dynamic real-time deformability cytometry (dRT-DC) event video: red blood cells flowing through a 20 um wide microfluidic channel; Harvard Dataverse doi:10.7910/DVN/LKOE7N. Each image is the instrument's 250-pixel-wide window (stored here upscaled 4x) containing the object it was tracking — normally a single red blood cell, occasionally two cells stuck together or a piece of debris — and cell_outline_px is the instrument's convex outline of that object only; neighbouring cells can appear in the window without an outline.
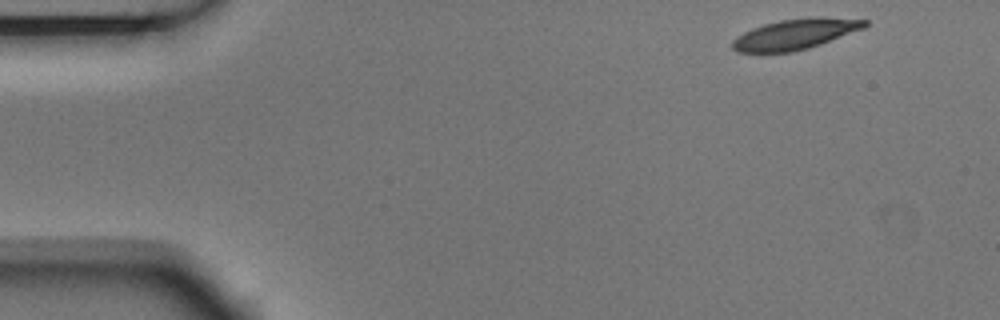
{"species": "Egyptian fruit bat (a non-hibernating species)", "species_latin": "Rousettus aegyptiacus", "temperature_condition": "room temperature", "stored_images_in_passage": 4, "camera_frame_rate_fps": 3000, "um_per_image_px": 0.085, "animal": {"sex": "male"}, "frame": {"image": 1, "passage_image": 1, "time_ms": 0.0, "image_size_px": [1000, 320], "cell_outline_px": [[868, 24], [864, 28], [820, 44], [808, 48], [792, 52], [736, 52], [732, 48], [732, 40], [736, 36], [752, 28], [764, 24], [780, 20], [816, 16], [820, 16], [868, 20]], "centroid_in_image_um": [67.58, 2.89], "position_along_channel_um": 17.4, "area_um2": 23.47}}
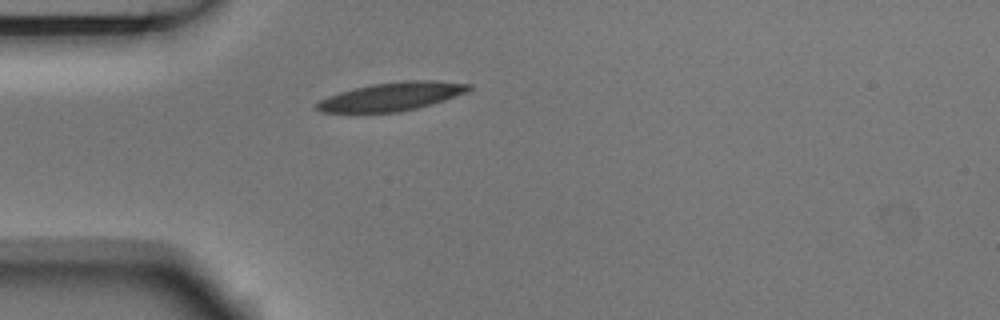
{"frame": {"image": 2, "passage_image": 4, "time_ms": 1.0, "image_size_px": [1000, 320], "cell_outline_px": [[472, 88], [468, 92], [432, 104], [416, 108], [396, 112], [320, 112], [316, 108], [316, 104], [320, 100], [328, 96], [352, 88], [372, 84], [404, 80], [436, 80], [472, 84]], "centroid_in_image_um": [33.33, 8.19], "position_along_channel_um": 51.7, "area_um2": 25.14}}